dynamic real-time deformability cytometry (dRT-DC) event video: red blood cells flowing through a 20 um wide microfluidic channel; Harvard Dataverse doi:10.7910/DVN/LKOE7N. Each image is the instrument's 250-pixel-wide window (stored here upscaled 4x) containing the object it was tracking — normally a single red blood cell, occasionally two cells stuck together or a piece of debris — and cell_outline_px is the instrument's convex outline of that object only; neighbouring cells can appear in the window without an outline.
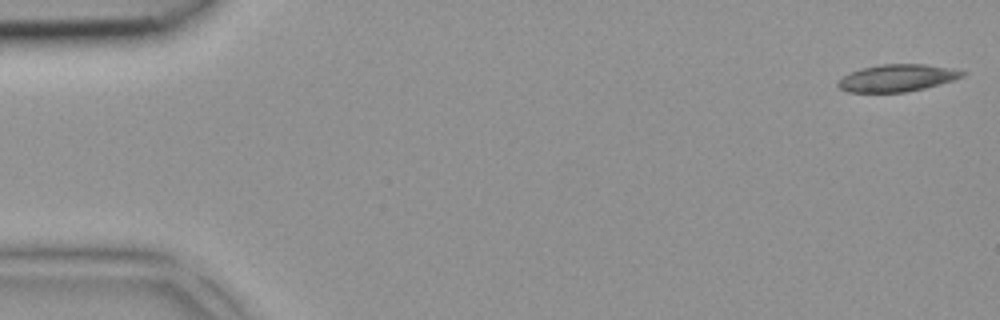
{"species": "common noctule bat (a hibernating species)", "species_latin": "Nyctalus noctula", "temperature_condition": "room temperature", "stored_images_in_passage": 4, "camera_frame_rate_fps": 3000, "um_per_image_px": 0.085, "animal": {"sex": "female", "body_mass_g": 18.4}, "frame": {"image": 1, "passage_image": 1, "time_ms": 0.0, "image_size_px": [1000, 320], "cell_outline_px": [[968, 72], [964, 76], [952, 80], [924, 88], [904, 92], [848, 92], [840, 88], [836, 84], [844, 76], [860, 68], [880, 64], [924, 64], [948, 68]], "centroid_in_image_um": [76.24, 6.62], "position_along_channel_um": 8.8, "area_um2": 19.42}}
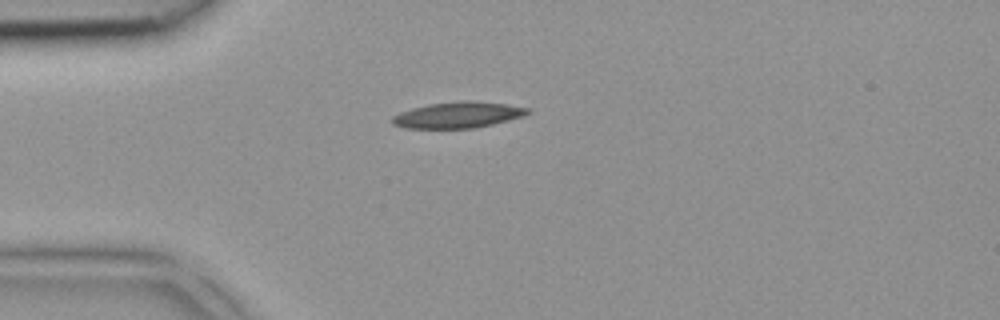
{"frame": {"image": 2, "passage_image": 4, "time_ms": 1.0, "image_size_px": [1000, 320], "cell_outline_px": [[532, 112], [524, 116], [492, 124], [472, 128], [404, 128], [392, 124], [392, 116], [400, 112], [412, 108], [428, 104], [464, 100], [468, 100], [508, 104], [528, 108]], "centroid_in_image_um": [38.93, 9.76], "position_along_channel_um": 46.1, "area_um2": 20.58}}